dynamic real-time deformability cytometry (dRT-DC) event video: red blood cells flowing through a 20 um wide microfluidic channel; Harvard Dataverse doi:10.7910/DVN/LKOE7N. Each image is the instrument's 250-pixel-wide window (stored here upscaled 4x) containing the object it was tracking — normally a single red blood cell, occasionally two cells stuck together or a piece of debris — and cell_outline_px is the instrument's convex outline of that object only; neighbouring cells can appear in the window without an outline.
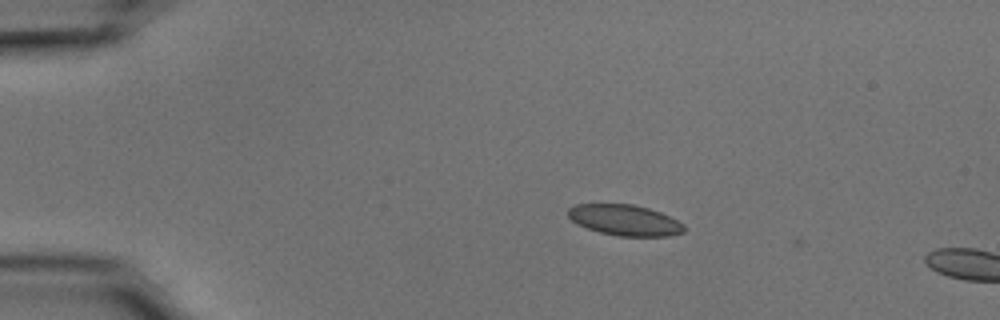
{"species": "common noctule bat (a hibernating species)", "species_latin": "Nyctalus noctula", "temperature_condition": "cold", "stored_images_in_passage": 4, "camera_frame_rate_fps": 3000, "um_per_image_px": 0.085, "animal": {"sex": "male", "body_mass_g": 15.6}, "frame": {"image": 1, "passage_image": 1, "time_ms": 0.0, "image_size_px": [1000, 320], "cell_outline_px": [[684, 232], [668, 236], [616, 236], [600, 232], [588, 228], [572, 220], [568, 216], [568, 208], [576, 204], [632, 204], [648, 208], [660, 212], [684, 224]], "centroid_in_image_um": [53.11, 18.71], "position_along_channel_um": 31.9, "area_um2": 20.63}}